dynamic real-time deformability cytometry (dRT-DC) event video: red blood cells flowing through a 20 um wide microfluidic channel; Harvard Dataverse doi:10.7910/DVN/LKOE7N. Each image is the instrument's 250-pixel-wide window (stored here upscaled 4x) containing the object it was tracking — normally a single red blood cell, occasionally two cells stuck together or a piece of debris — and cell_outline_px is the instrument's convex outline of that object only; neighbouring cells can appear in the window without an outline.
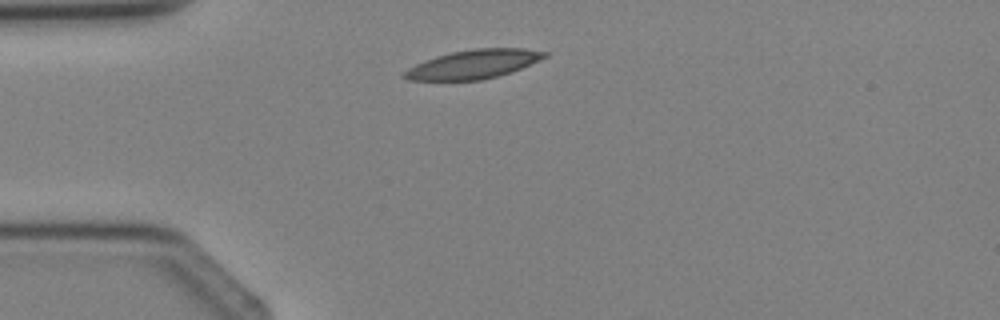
{"species": "Egyptian fruit bat (a non-hibernating species)", "species_latin": "Rousettus aegyptiacus", "temperature_condition": "cold", "stored_images_in_passage": 1, "camera_frame_rate_fps": 3000, "um_per_image_px": 0.085, "animal": {"sex": "female"}, "frame": {"image": 1, "passage_image": 1, "time_ms": 0.0, "image_size_px": [1000, 320], "cell_outline_px": [[548, 56], [540, 60], [520, 68], [496, 76], [480, 80], [408, 80], [400, 76], [408, 68], [424, 60], [436, 56], [452, 52], [472, 48], [524, 48], [548, 52]], "centroid_in_image_um": [40.22, 5.45], "position_along_channel_um": 44.8, "area_um2": 23.47}}